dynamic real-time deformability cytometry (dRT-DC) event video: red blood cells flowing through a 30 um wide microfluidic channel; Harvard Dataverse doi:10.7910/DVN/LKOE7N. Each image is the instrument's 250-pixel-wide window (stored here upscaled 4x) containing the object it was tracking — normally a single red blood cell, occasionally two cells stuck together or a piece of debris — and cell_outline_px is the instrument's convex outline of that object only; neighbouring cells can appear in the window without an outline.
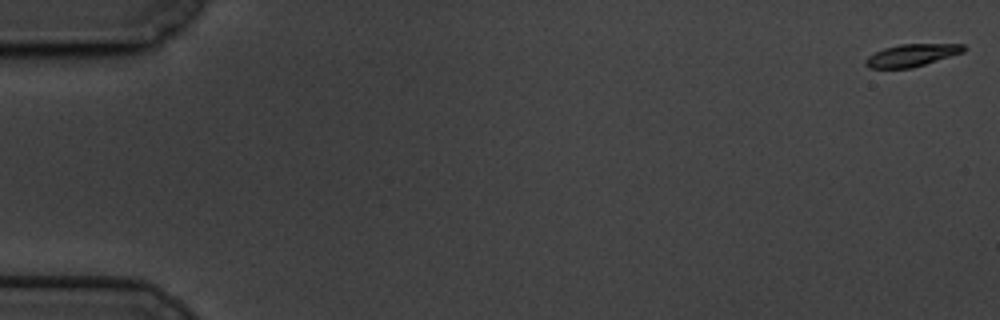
{"species": "common noctule bat (a hibernating species)", "species_latin": "Nyctalus noctula", "temperature_condition": "cold", "stored_images_in_passage": 61, "camera_frame_rate_fps": 3000, "um_per_image_px": 0.085, "animal": {"sex": "male", "body_mass_g": 19.5, "forearm_length_mm": 54.6}, "frame": {"image": 1, "passage_image": 1, "time_ms": 0.0, "image_size_px": [1000, 320], "cell_outline_px": [[968, 48], [964, 52], [912, 68], [868, 68], [864, 64], [864, 60], [868, 56], [884, 48], [900, 44], [964, 44]], "centroid_in_image_um": [77.51, 4.69], "position_along_channel_um": 7.5, "area_um2": 12.83}}
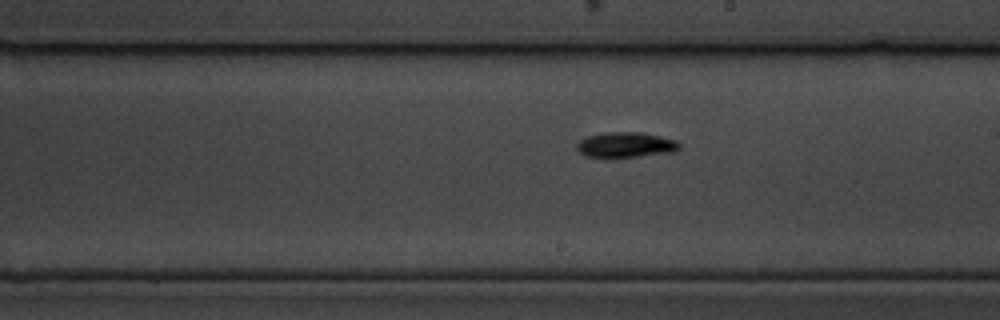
{"frame": {"image": 2, "passage_image": 35, "time_ms": 11.333, "image_size_px": [1000, 320], "cell_outline_px": [[680, 148], [672, 152], [636, 156], [588, 156], [580, 152], [576, 148], [576, 144], [580, 140], [588, 136], [604, 132], [640, 132], [660, 136], [676, 140], [680, 144]], "centroid_in_image_um": [53.2, 12.28], "position_along_channel_um": 235.8, "area_um2": 14.74}}
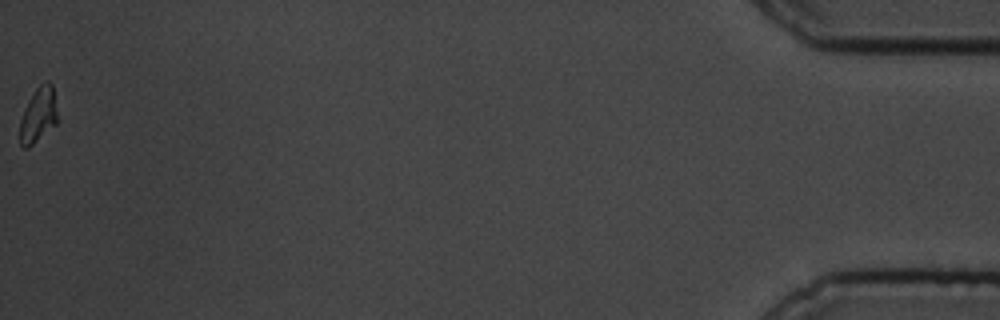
{"frame": {"image": 3, "passage_image": 61, "time_ms": 20.0, "image_size_px": [1000, 320], "cell_outline_px": [[56, 124], [28, 148], [24, 148], [20, 144], [20, 120], [24, 108], [28, 100], [36, 88], [44, 80], [48, 80], [52, 84], [56, 112]], "centroid_in_image_um": [3.23, 9.76], "position_along_channel_um": 432.0, "area_um2": 11.91}, "authors_computed_cell_mechanics": {"area_um2": 13.3518, "velocity_mm_per_s": 3.3484, "shape_relaxation_time_tau1_ms": 7.0105, "shape_relaxation_time_tau2_ms": 3.7907, "deformation_change_tau1": 0.2322, "deformation_change_tau2": 0.0884}}